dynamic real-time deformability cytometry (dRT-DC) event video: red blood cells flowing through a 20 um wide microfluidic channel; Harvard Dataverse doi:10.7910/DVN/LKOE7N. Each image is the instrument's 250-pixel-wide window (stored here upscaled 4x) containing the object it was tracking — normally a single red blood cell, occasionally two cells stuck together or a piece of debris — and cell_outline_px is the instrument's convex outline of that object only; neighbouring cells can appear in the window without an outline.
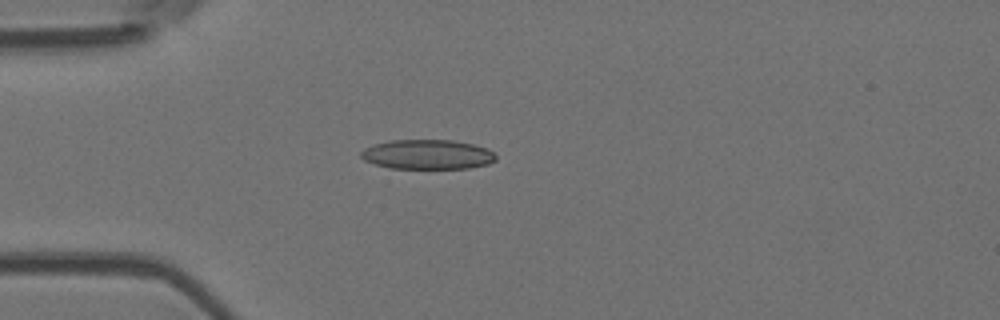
{"species": "Egyptian fruit bat (a non-hibernating species)", "species_latin": "Rousettus aegyptiacus", "temperature_condition": "room temperature", "stored_images_in_passage": 6, "camera_frame_rate_fps": 3000, "um_per_image_px": 0.085, "animal": {"sex": "female"}, "frame": {"image": 1, "passage_image": 4, "time_ms": 3.333, "image_size_px": [1000, 320], "cell_outline_px": [[496, 160], [488, 164], [468, 168], [392, 168], [376, 164], [364, 160], [360, 156], [360, 152], [364, 148], [388, 140], [452, 140], [472, 144], [488, 148], [496, 156]], "centroid_in_image_um": [36.34, 13.12], "position_along_channel_um": 48.7, "area_um2": 23.18}}
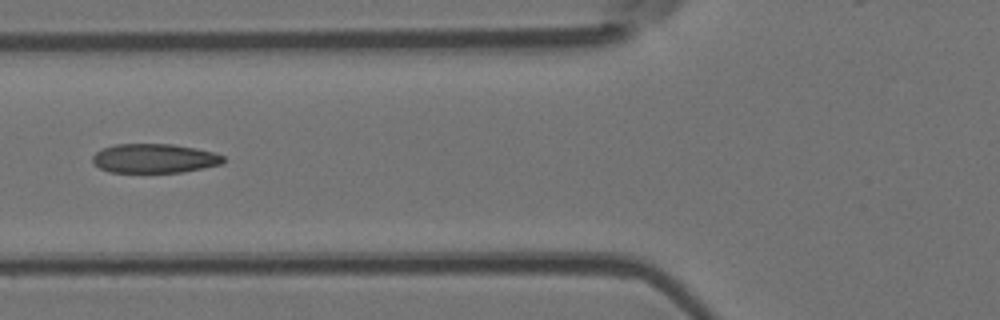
{"frame": {"image": 2, "passage_image": 6, "time_ms": 5.333, "image_size_px": [1000, 320], "cell_outline_px": [[224, 160], [220, 164], [204, 168], [184, 172], [108, 172], [92, 164], [92, 156], [100, 148], [116, 144], [172, 144], [196, 148], [212, 152], [224, 156]], "centroid_in_image_um": [13.07, 13.46], "position_along_channel_um": 112.7, "area_um2": 22.37}}